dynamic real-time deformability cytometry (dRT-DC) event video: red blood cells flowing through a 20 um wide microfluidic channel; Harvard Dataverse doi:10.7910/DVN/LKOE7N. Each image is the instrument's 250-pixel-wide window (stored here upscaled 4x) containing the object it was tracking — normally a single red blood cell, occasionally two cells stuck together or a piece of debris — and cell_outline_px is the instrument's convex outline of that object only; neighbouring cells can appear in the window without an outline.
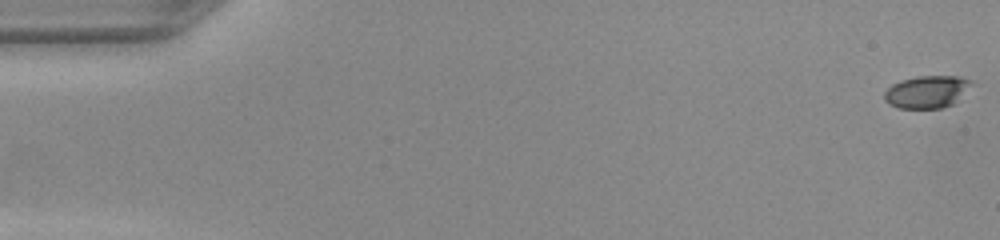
{"species": "common noctule bat (a hibernating species)", "species_latin": "Nyctalus noctula", "temperature_condition": "warm", "stored_images_in_passage": 51, "camera_frame_rate_fps": 3000, "um_per_image_px": 0.085, "animal": {"sex": "female", "body_mass_g": 22.0, "forearm_length_mm": 56.7}, "frame": {"image": 1, "passage_image": 1, "time_ms": 0.0, "image_size_px": [1000, 240], "cell_outline_px": [[972, 84], [952, 104], [940, 108], [896, 108], [888, 104], [884, 100], [884, 92], [892, 84], [900, 80], [916, 76], [960, 76], [972, 80]], "centroid_in_image_um": [78.74, 7.79], "position_along_channel_um": 6.3, "area_um2": 16.42}}
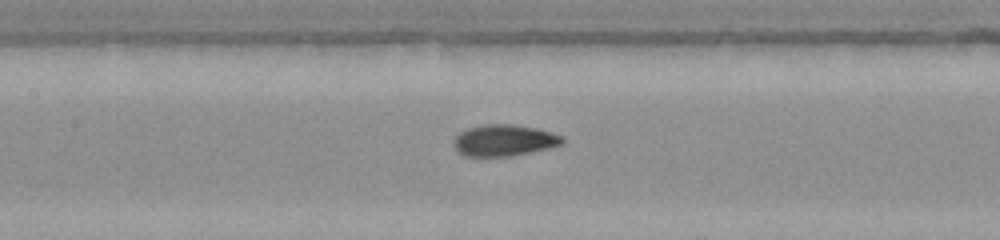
{"frame": {"image": 2, "passage_image": 24, "time_ms": 7.667, "image_size_px": [1000, 240], "cell_outline_px": [[564, 144], [548, 148], [512, 156], [464, 156], [456, 152], [452, 144], [456, 136], [460, 132], [468, 128], [484, 124], [512, 124], [536, 128], [560, 136], [564, 140]], "centroid_in_image_um": [42.79, 11.94], "position_along_channel_um": 164.6, "area_um2": 19.88}}
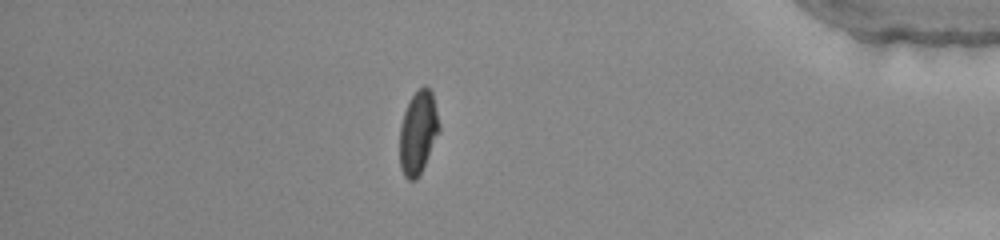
{"frame": {"image": 3, "passage_image": 44, "time_ms": 14.333, "image_size_px": [1000, 240], "cell_outline_px": [[440, 132], [420, 176], [416, 180], [408, 180], [404, 176], [400, 168], [400, 124], [404, 112], [412, 96], [424, 84], [432, 92], [440, 124]], "centroid_in_image_um": [35.55, 11.3], "position_along_channel_um": 399.7, "area_um2": 19.36}}